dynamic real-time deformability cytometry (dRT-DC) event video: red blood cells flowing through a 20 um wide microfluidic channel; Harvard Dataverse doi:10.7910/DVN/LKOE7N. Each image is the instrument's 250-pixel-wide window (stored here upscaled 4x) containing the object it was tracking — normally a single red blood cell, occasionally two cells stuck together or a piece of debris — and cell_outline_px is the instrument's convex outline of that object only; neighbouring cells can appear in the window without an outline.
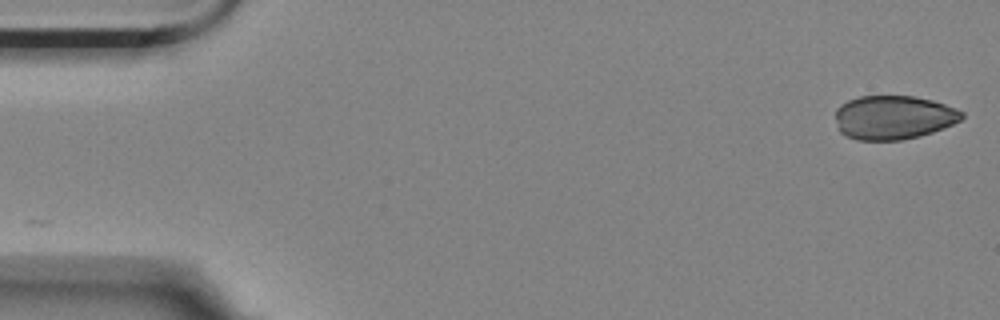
{"species": "Egyptian fruit bat (a non-hibernating species)", "species_latin": "Rousettus aegyptiacus", "temperature_condition": "room temperature", "stored_images_in_passage": 4, "camera_frame_rate_fps": 3000, "um_per_image_px": 0.085, "animal": {"sex": "female"}, "frame": {"image": 1, "passage_image": 1, "time_ms": 0.0, "image_size_px": [1000, 320], "cell_outline_px": [[964, 116], [960, 120], [952, 124], [932, 132], [920, 136], [900, 140], [856, 140], [844, 136], [836, 128], [836, 108], [840, 104], [848, 100], [860, 96], [916, 96], [932, 100], [956, 108], [964, 112]], "centroid_in_image_um": [75.91, 9.98], "position_along_channel_um": 9.1, "area_um2": 32.6}}